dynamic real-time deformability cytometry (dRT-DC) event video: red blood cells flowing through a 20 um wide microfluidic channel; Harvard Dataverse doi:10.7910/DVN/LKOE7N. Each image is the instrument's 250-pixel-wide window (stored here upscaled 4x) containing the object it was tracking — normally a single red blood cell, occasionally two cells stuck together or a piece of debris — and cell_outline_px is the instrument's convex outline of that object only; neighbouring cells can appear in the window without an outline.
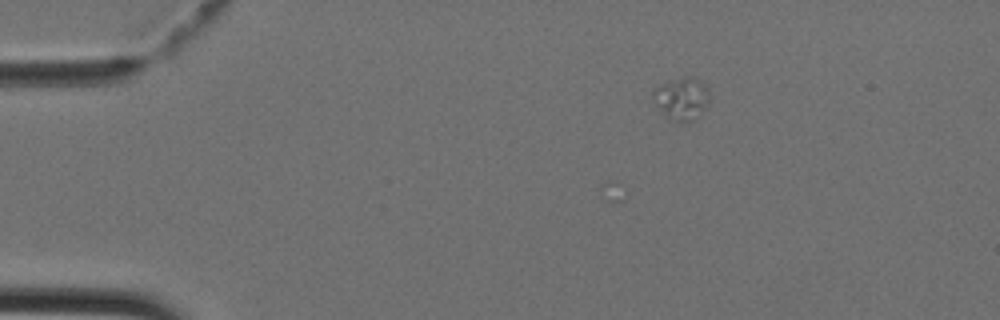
{"species": "Egyptian fruit bat (a non-hibernating species)", "species_latin": "Rousettus aegyptiacus", "temperature_condition": "cold", "stored_images_in_passage": 4, "camera_frame_rate_fps": 3000, "um_per_image_px": 0.085, "animal": {"sex": "female"}, "frame": {"image": 1, "passage_image": 1, "time_ms": 0.0, "image_size_px": [1000, 320], "cell_outline_px": [[708, 104], [692, 120], [680, 124], [676, 124], [668, 120], [652, 100], [652, 92], [660, 84], [684, 76], [688, 76], [704, 84], [708, 88]], "centroid_in_image_um": [57.89, 8.42], "position_along_channel_um": 27.1, "area_um2": 13.99}}